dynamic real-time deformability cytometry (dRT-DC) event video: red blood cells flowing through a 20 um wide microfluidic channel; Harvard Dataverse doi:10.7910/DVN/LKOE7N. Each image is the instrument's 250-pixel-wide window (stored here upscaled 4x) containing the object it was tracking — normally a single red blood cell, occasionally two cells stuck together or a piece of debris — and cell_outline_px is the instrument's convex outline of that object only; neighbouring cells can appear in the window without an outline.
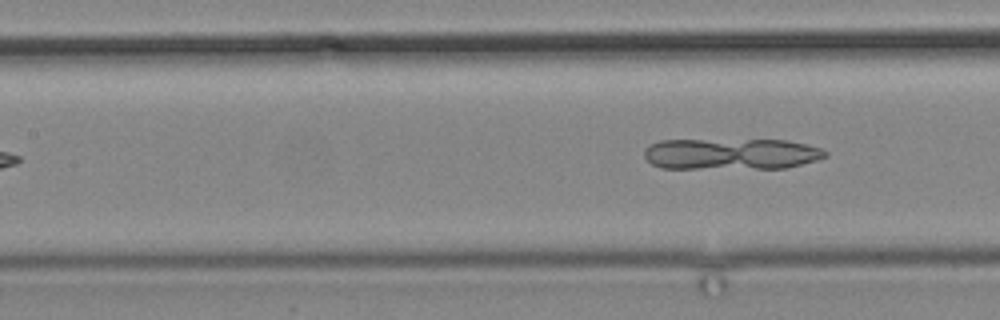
{"species": "common noctule bat (a hibernating species)", "species_latin": "Nyctalus noctula", "temperature_condition": "cold", "stored_images_in_passage": 9, "segment_of_instrument_passage": [2, 2], "camera_frame_rate_fps": 3000, "um_per_image_px": 0.085, "animal": {"sex": "male", "body_mass_g": 19.2, "forearm_length_mm": 51.8}, "frame": {"image": 1, "passage_image": 9, "time_ms": 10.0, "image_size_px": [1000, 320], "cell_outline_px": [[828, 156], [816, 160], [784, 168], [660, 168], [652, 164], [644, 156], [644, 148], [648, 144], [660, 140], [784, 140], [808, 144], [820, 148], [828, 152]], "centroid_in_image_um": [62.12, 13.08], "position_along_channel_um": 145.3, "area_um2": 33.06}}